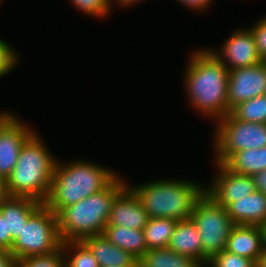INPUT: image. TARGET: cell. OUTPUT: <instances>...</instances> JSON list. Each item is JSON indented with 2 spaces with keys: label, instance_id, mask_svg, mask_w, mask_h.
<instances>
[{
  "label": "cell",
  "instance_id": "obj_10",
  "mask_svg": "<svg viewBox=\"0 0 266 267\" xmlns=\"http://www.w3.org/2000/svg\"><path fill=\"white\" fill-rule=\"evenodd\" d=\"M266 94V61L229 71L228 113L235 105Z\"/></svg>",
  "mask_w": 266,
  "mask_h": 267
},
{
  "label": "cell",
  "instance_id": "obj_35",
  "mask_svg": "<svg viewBox=\"0 0 266 267\" xmlns=\"http://www.w3.org/2000/svg\"><path fill=\"white\" fill-rule=\"evenodd\" d=\"M260 229L262 232L263 248L266 251V221L260 225Z\"/></svg>",
  "mask_w": 266,
  "mask_h": 267
},
{
  "label": "cell",
  "instance_id": "obj_9",
  "mask_svg": "<svg viewBox=\"0 0 266 267\" xmlns=\"http://www.w3.org/2000/svg\"><path fill=\"white\" fill-rule=\"evenodd\" d=\"M35 133L11 112L0 113V179L11 175L23 144Z\"/></svg>",
  "mask_w": 266,
  "mask_h": 267
},
{
  "label": "cell",
  "instance_id": "obj_15",
  "mask_svg": "<svg viewBox=\"0 0 266 267\" xmlns=\"http://www.w3.org/2000/svg\"><path fill=\"white\" fill-rule=\"evenodd\" d=\"M89 248L100 267H138V260L129 252L113 245L103 234L86 237Z\"/></svg>",
  "mask_w": 266,
  "mask_h": 267
},
{
  "label": "cell",
  "instance_id": "obj_29",
  "mask_svg": "<svg viewBox=\"0 0 266 267\" xmlns=\"http://www.w3.org/2000/svg\"><path fill=\"white\" fill-rule=\"evenodd\" d=\"M254 37L256 50L262 61H266V16L249 29Z\"/></svg>",
  "mask_w": 266,
  "mask_h": 267
},
{
  "label": "cell",
  "instance_id": "obj_33",
  "mask_svg": "<svg viewBox=\"0 0 266 267\" xmlns=\"http://www.w3.org/2000/svg\"><path fill=\"white\" fill-rule=\"evenodd\" d=\"M251 177L254 181L256 190L266 195V169L253 174Z\"/></svg>",
  "mask_w": 266,
  "mask_h": 267
},
{
  "label": "cell",
  "instance_id": "obj_25",
  "mask_svg": "<svg viewBox=\"0 0 266 267\" xmlns=\"http://www.w3.org/2000/svg\"><path fill=\"white\" fill-rule=\"evenodd\" d=\"M17 267H65L62 244L51 252L18 259Z\"/></svg>",
  "mask_w": 266,
  "mask_h": 267
},
{
  "label": "cell",
  "instance_id": "obj_21",
  "mask_svg": "<svg viewBox=\"0 0 266 267\" xmlns=\"http://www.w3.org/2000/svg\"><path fill=\"white\" fill-rule=\"evenodd\" d=\"M138 267H202L188 256L179 255L169 248L148 249L138 261Z\"/></svg>",
  "mask_w": 266,
  "mask_h": 267
},
{
  "label": "cell",
  "instance_id": "obj_20",
  "mask_svg": "<svg viewBox=\"0 0 266 267\" xmlns=\"http://www.w3.org/2000/svg\"><path fill=\"white\" fill-rule=\"evenodd\" d=\"M223 165L233 173L252 176L266 169V146L235 152Z\"/></svg>",
  "mask_w": 266,
  "mask_h": 267
},
{
  "label": "cell",
  "instance_id": "obj_32",
  "mask_svg": "<svg viewBox=\"0 0 266 267\" xmlns=\"http://www.w3.org/2000/svg\"><path fill=\"white\" fill-rule=\"evenodd\" d=\"M17 261L10 251L0 249V267H17Z\"/></svg>",
  "mask_w": 266,
  "mask_h": 267
},
{
  "label": "cell",
  "instance_id": "obj_37",
  "mask_svg": "<svg viewBox=\"0 0 266 267\" xmlns=\"http://www.w3.org/2000/svg\"><path fill=\"white\" fill-rule=\"evenodd\" d=\"M4 182L0 179V199L4 196Z\"/></svg>",
  "mask_w": 266,
  "mask_h": 267
},
{
  "label": "cell",
  "instance_id": "obj_16",
  "mask_svg": "<svg viewBox=\"0 0 266 267\" xmlns=\"http://www.w3.org/2000/svg\"><path fill=\"white\" fill-rule=\"evenodd\" d=\"M167 248L179 255L193 258L203 267L201 235L191 218L177 222Z\"/></svg>",
  "mask_w": 266,
  "mask_h": 267
},
{
  "label": "cell",
  "instance_id": "obj_6",
  "mask_svg": "<svg viewBox=\"0 0 266 267\" xmlns=\"http://www.w3.org/2000/svg\"><path fill=\"white\" fill-rule=\"evenodd\" d=\"M61 244L57 215L43 203L23 225L10 252L18 260L51 252Z\"/></svg>",
  "mask_w": 266,
  "mask_h": 267
},
{
  "label": "cell",
  "instance_id": "obj_34",
  "mask_svg": "<svg viewBox=\"0 0 266 267\" xmlns=\"http://www.w3.org/2000/svg\"><path fill=\"white\" fill-rule=\"evenodd\" d=\"M120 6V7H126V6H131L134 4H137L138 2H142V0H111V3H115V2ZM145 1V0H144Z\"/></svg>",
  "mask_w": 266,
  "mask_h": 267
},
{
  "label": "cell",
  "instance_id": "obj_27",
  "mask_svg": "<svg viewBox=\"0 0 266 267\" xmlns=\"http://www.w3.org/2000/svg\"><path fill=\"white\" fill-rule=\"evenodd\" d=\"M73 5L91 17L104 18L111 13V0H70Z\"/></svg>",
  "mask_w": 266,
  "mask_h": 267
},
{
  "label": "cell",
  "instance_id": "obj_5",
  "mask_svg": "<svg viewBox=\"0 0 266 267\" xmlns=\"http://www.w3.org/2000/svg\"><path fill=\"white\" fill-rule=\"evenodd\" d=\"M127 186L138 197L150 218H191L196 201L204 194L205 186L193 180L159 179Z\"/></svg>",
  "mask_w": 266,
  "mask_h": 267
},
{
  "label": "cell",
  "instance_id": "obj_1",
  "mask_svg": "<svg viewBox=\"0 0 266 267\" xmlns=\"http://www.w3.org/2000/svg\"><path fill=\"white\" fill-rule=\"evenodd\" d=\"M184 80L187 97L198 112L217 122L228 114L229 71L208 48L192 52Z\"/></svg>",
  "mask_w": 266,
  "mask_h": 267
},
{
  "label": "cell",
  "instance_id": "obj_26",
  "mask_svg": "<svg viewBox=\"0 0 266 267\" xmlns=\"http://www.w3.org/2000/svg\"><path fill=\"white\" fill-rule=\"evenodd\" d=\"M205 267H257V263L253 259L223 250L213 255Z\"/></svg>",
  "mask_w": 266,
  "mask_h": 267
},
{
  "label": "cell",
  "instance_id": "obj_14",
  "mask_svg": "<svg viewBox=\"0 0 266 267\" xmlns=\"http://www.w3.org/2000/svg\"><path fill=\"white\" fill-rule=\"evenodd\" d=\"M225 250L253 259L257 263L264 252L260 226L234 225L228 236Z\"/></svg>",
  "mask_w": 266,
  "mask_h": 267
},
{
  "label": "cell",
  "instance_id": "obj_23",
  "mask_svg": "<svg viewBox=\"0 0 266 267\" xmlns=\"http://www.w3.org/2000/svg\"><path fill=\"white\" fill-rule=\"evenodd\" d=\"M235 120L251 123H266V94L243 101L229 111Z\"/></svg>",
  "mask_w": 266,
  "mask_h": 267
},
{
  "label": "cell",
  "instance_id": "obj_8",
  "mask_svg": "<svg viewBox=\"0 0 266 267\" xmlns=\"http://www.w3.org/2000/svg\"><path fill=\"white\" fill-rule=\"evenodd\" d=\"M215 123L214 163L223 164L235 152L266 146V123L235 120L229 113Z\"/></svg>",
  "mask_w": 266,
  "mask_h": 267
},
{
  "label": "cell",
  "instance_id": "obj_22",
  "mask_svg": "<svg viewBox=\"0 0 266 267\" xmlns=\"http://www.w3.org/2000/svg\"><path fill=\"white\" fill-rule=\"evenodd\" d=\"M177 222L171 218H149L143 228L147 248H167Z\"/></svg>",
  "mask_w": 266,
  "mask_h": 267
},
{
  "label": "cell",
  "instance_id": "obj_3",
  "mask_svg": "<svg viewBox=\"0 0 266 267\" xmlns=\"http://www.w3.org/2000/svg\"><path fill=\"white\" fill-rule=\"evenodd\" d=\"M34 133L22 146L11 175L4 182L6 196L30 197L44 203L49 195L57 159Z\"/></svg>",
  "mask_w": 266,
  "mask_h": 267
},
{
  "label": "cell",
  "instance_id": "obj_7",
  "mask_svg": "<svg viewBox=\"0 0 266 267\" xmlns=\"http://www.w3.org/2000/svg\"><path fill=\"white\" fill-rule=\"evenodd\" d=\"M191 219L201 235L205 267L213 255L225 250L228 236L235 224L226 208L217 204L205 192L196 201Z\"/></svg>",
  "mask_w": 266,
  "mask_h": 267
},
{
  "label": "cell",
  "instance_id": "obj_17",
  "mask_svg": "<svg viewBox=\"0 0 266 267\" xmlns=\"http://www.w3.org/2000/svg\"><path fill=\"white\" fill-rule=\"evenodd\" d=\"M30 197L6 196L0 199V210L7 219V233L15 238L21 232L28 218L42 205Z\"/></svg>",
  "mask_w": 266,
  "mask_h": 267
},
{
  "label": "cell",
  "instance_id": "obj_19",
  "mask_svg": "<svg viewBox=\"0 0 266 267\" xmlns=\"http://www.w3.org/2000/svg\"><path fill=\"white\" fill-rule=\"evenodd\" d=\"M102 234L113 245L129 252L138 261L148 250L143 230L106 225Z\"/></svg>",
  "mask_w": 266,
  "mask_h": 267
},
{
  "label": "cell",
  "instance_id": "obj_4",
  "mask_svg": "<svg viewBox=\"0 0 266 267\" xmlns=\"http://www.w3.org/2000/svg\"><path fill=\"white\" fill-rule=\"evenodd\" d=\"M119 174L102 190L64 207L58 214V232L62 243L82 241L100 235L108 223L114 198L127 186Z\"/></svg>",
  "mask_w": 266,
  "mask_h": 267
},
{
  "label": "cell",
  "instance_id": "obj_30",
  "mask_svg": "<svg viewBox=\"0 0 266 267\" xmlns=\"http://www.w3.org/2000/svg\"><path fill=\"white\" fill-rule=\"evenodd\" d=\"M13 241L11 234L7 233V219L0 210V249L11 251Z\"/></svg>",
  "mask_w": 266,
  "mask_h": 267
},
{
  "label": "cell",
  "instance_id": "obj_18",
  "mask_svg": "<svg viewBox=\"0 0 266 267\" xmlns=\"http://www.w3.org/2000/svg\"><path fill=\"white\" fill-rule=\"evenodd\" d=\"M226 210L235 225L260 226L266 221V195L256 190L232 202Z\"/></svg>",
  "mask_w": 266,
  "mask_h": 267
},
{
  "label": "cell",
  "instance_id": "obj_12",
  "mask_svg": "<svg viewBox=\"0 0 266 267\" xmlns=\"http://www.w3.org/2000/svg\"><path fill=\"white\" fill-rule=\"evenodd\" d=\"M217 174L211 185L205 186V193L217 204L227 208L232 202L256 191L251 176L233 173L221 163H215Z\"/></svg>",
  "mask_w": 266,
  "mask_h": 267
},
{
  "label": "cell",
  "instance_id": "obj_24",
  "mask_svg": "<svg viewBox=\"0 0 266 267\" xmlns=\"http://www.w3.org/2000/svg\"><path fill=\"white\" fill-rule=\"evenodd\" d=\"M62 249L65 255V267H100L92 252L82 241L64 242Z\"/></svg>",
  "mask_w": 266,
  "mask_h": 267
},
{
  "label": "cell",
  "instance_id": "obj_13",
  "mask_svg": "<svg viewBox=\"0 0 266 267\" xmlns=\"http://www.w3.org/2000/svg\"><path fill=\"white\" fill-rule=\"evenodd\" d=\"M149 218L138 197L126 186L113 200L107 225L143 230Z\"/></svg>",
  "mask_w": 266,
  "mask_h": 267
},
{
  "label": "cell",
  "instance_id": "obj_11",
  "mask_svg": "<svg viewBox=\"0 0 266 267\" xmlns=\"http://www.w3.org/2000/svg\"><path fill=\"white\" fill-rule=\"evenodd\" d=\"M208 50L224 64L228 71L255 66L262 62L249 28L236 29L234 33L232 32L221 46V50L215 51L211 48Z\"/></svg>",
  "mask_w": 266,
  "mask_h": 267
},
{
  "label": "cell",
  "instance_id": "obj_31",
  "mask_svg": "<svg viewBox=\"0 0 266 267\" xmlns=\"http://www.w3.org/2000/svg\"><path fill=\"white\" fill-rule=\"evenodd\" d=\"M183 5H186L187 8H191L194 11H203L206 10L211 4L213 0H177Z\"/></svg>",
  "mask_w": 266,
  "mask_h": 267
},
{
  "label": "cell",
  "instance_id": "obj_36",
  "mask_svg": "<svg viewBox=\"0 0 266 267\" xmlns=\"http://www.w3.org/2000/svg\"><path fill=\"white\" fill-rule=\"evenodd\" d=\"M257 267H266V251H264L263 255L259 258Z\"/></svg>",
  "mask_w": 266,
  "mask_h": 267
},
{
  "label": "cell",
  "instance_id": "obj_28",
  "mask_svg": "<svg viewBox=\"0 0 266 267\" xmlns=\"http://www.w3.org/2000/svg\"><path fill=\"white\" fill-rule=\"evenodd\" d=\"M12 45L0 39V77L10 73L18 63V53Z\"/></svg>",
  "mask_w": 266,
  "mask_h": 267
},
{
  "label": "cell",
  "instance_id": "obj_2",
  "mask_svg": "<svg viewBox=\"0 0 266 267\" xmlns=\"http://www.w3.org/2000/svg\"><path fill=\"white\" fill-rule=\"evenodd\" d=\"M117 175L114 170L90 161L75 160L67 164L57 161L44 204L57 215L64 207L104 189Z\"/></svg>",
  "mask_w": 266,
  "mask_h": 267
}]
</instances>
